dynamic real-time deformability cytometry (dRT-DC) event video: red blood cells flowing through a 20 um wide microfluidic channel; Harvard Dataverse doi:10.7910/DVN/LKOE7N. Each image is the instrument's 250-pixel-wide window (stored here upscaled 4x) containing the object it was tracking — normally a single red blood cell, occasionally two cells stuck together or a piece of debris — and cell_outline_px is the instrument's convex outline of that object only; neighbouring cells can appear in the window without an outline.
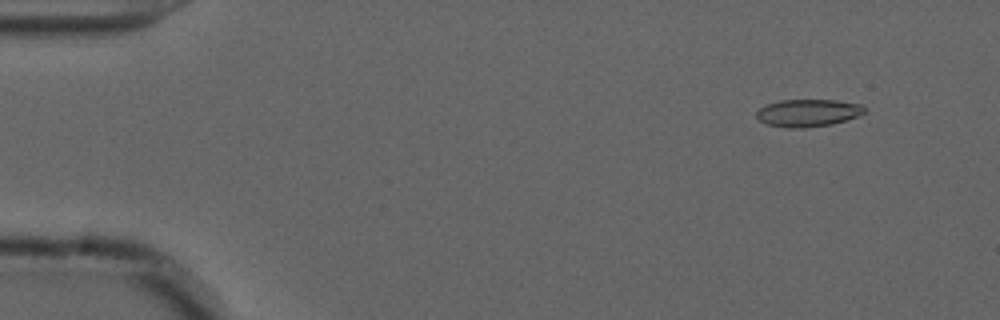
{"species": "common noctule bat (a hibernating species)", "species_latin": "Nyctalus noctula", "temperature_condition": "cold", "stored_images_in_passage": 55, "camera_frame_rate_fps": 3000, "um_per_image_px": 0.085, "animal": {"sex": "male", "forearm_length_mm": 52.5}, "frame": {"image": 1, "passage_image": 5, "time_ms": 1.333, "image_size_px": [1000, 320], "cell_outline_px": [[868, 108], [864, 112], [856, 116], [832, 124], [804, 128], [788, 128], [768, 124], [760, 120], [756, 116], [756, 112], [760, 108], [768, 104], [780, 100], [836, 100], [860, 104]], "centroid_in_image_um": [68.68, 9.59], "position_along_channel_um": 16.3, "area_um2": 17.11}}
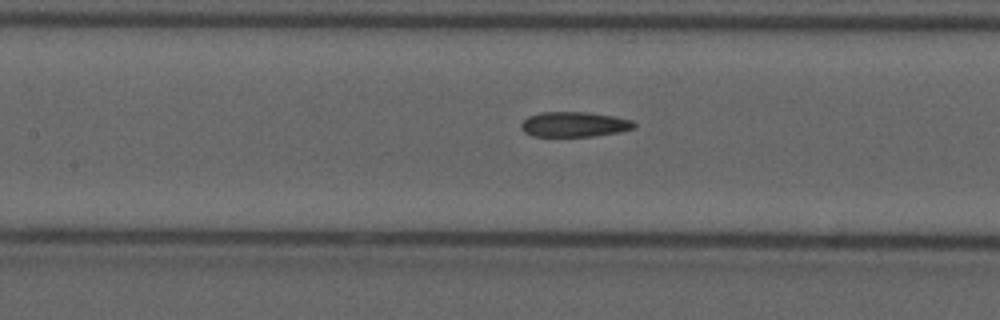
{"frame": {"image": 2, "passage_image": 25, "time_ms": 8.0, "image_size_px": [1000, 320], "cell_outline_px": [[636, 128], [620, 132], [592, 136], [532, 136], [524, 132], [520, 128], [520, 124], [528, 116], [540, 112], [588, 112], [612, 116], [632, 120], [636, 124]], "centroid_in_image_um": [48.8, 10.57], "position_along_channel_um": 158.6, "area_um2": 16.59}}
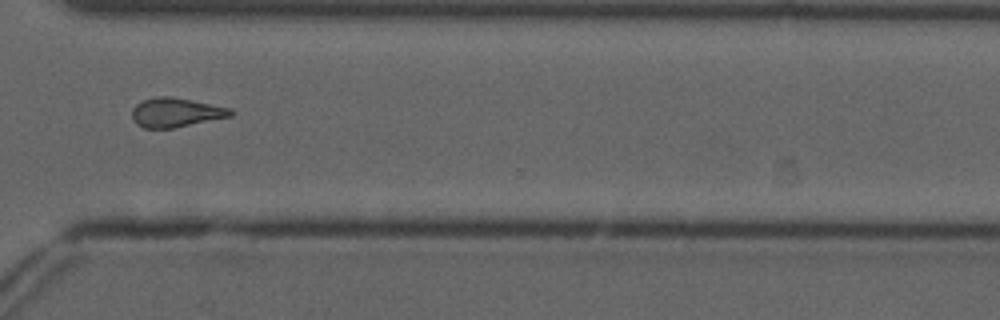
{"frame": {"image": 3, "passage_image": 41, "time_ms": 13.333, "image_size_px": [1000, 320], "cell_outline_px": [[236, 112], [232, 116], [172, 128], [144, 128], [136, 124], [132, 120], [132, 108], [140, 100], [156, 96], [168, 96], [232, 108]], "centroid_in_image_um": [14.93, 9.55], "position_along_channel_um": 355.7, "area_um2": 16.88}, "authors_computed_cell_mechanics": {"area_um2": 17.1088, "velocity_mm_per_s": 3.7032, "shape_relaxation_time_tau1_ms": null, "shape_relaxation_time_tau2_ms": 4.3382, "deformation_change_tau1": null, "deformation_change_tau2": 0.1282}}